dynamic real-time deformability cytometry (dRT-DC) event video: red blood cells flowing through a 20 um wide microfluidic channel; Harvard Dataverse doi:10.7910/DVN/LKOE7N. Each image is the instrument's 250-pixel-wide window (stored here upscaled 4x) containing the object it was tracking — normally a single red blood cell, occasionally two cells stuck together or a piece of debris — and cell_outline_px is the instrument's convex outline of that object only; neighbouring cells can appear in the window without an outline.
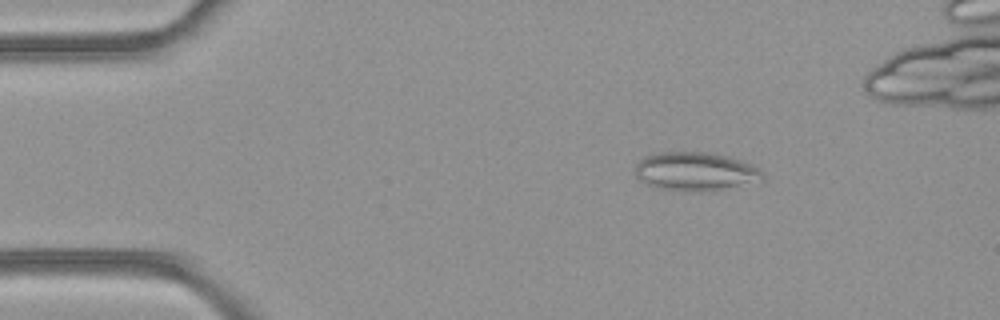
{"species": "common noctule bat (a hibernating species)", "species_latin": "Nyctalus noctula", "temperature_condition": "room temperature", "stored_images_in_passage": 44, "camera_frame_rate_fps": 3000, "um_per_image_px": 0.085, "animal": {"sex": "female", "body_mass_g": 21.9}, "frame": {"image": 1, "passage_image": 7, "time_ms": 2.0, "image_size_px": [1000, 320], "cell_outline_px": [[764, 180], [700, 192], [656, 188], [648, 184], [636, 176], [636, 164], [640, 160], [648, 156], [660, 152], [704, 152], [724, 156], [748, 164], [756, 168], [764, 176]], "centroid_in_image_um": [59.05, 14.58], "position_along_channel_um": 25.9, "area_um2": 27.74}}
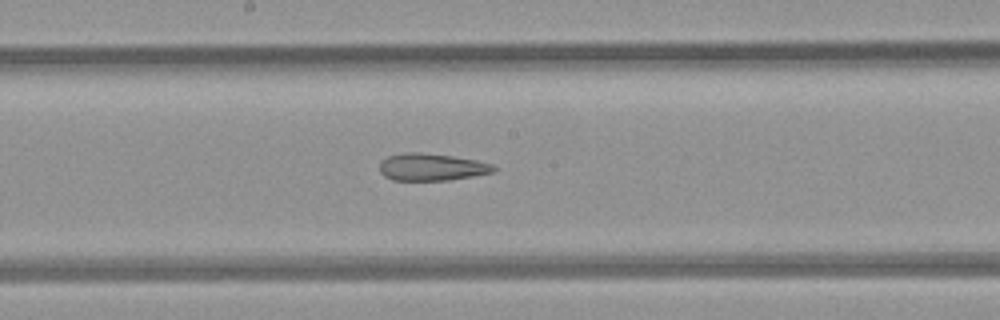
{"frame": {"image": 2, "passage_image": 25, "time_ms": 8.0, "image_size_px": [1000, 320], "cell_outline_px": [[496, 172], [448, 180], [392, 180], [384, 176], [380, 172], [380, 160], [388, 156], [404, 152], [420, 152], [452, 156], [476, 160], [492, 164], [496, 168]], "centroid_in_image_um": [36.67, 14.19], "position_along_channel_um": 211.5, "area_um2": 18.15}}
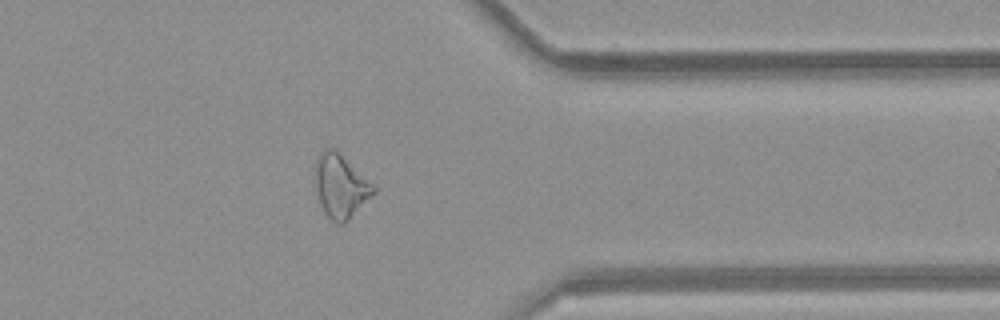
{"frame": {"image": 3, "passage_image": 38, "time_ms": 12.333, "image_size_px": [1000, 320], "cell_outline_px": [[376, 192], [344, 224], [336, 224], [324, 212], [320, 204], [316, 188], [316, 160], [324, 148], [332, 148], [372, 184], [376, 188]], "centroid_in_image_um": [28.94, 15.88], "position_along_channel_um": 382.5, "area_um2": 20.81}}